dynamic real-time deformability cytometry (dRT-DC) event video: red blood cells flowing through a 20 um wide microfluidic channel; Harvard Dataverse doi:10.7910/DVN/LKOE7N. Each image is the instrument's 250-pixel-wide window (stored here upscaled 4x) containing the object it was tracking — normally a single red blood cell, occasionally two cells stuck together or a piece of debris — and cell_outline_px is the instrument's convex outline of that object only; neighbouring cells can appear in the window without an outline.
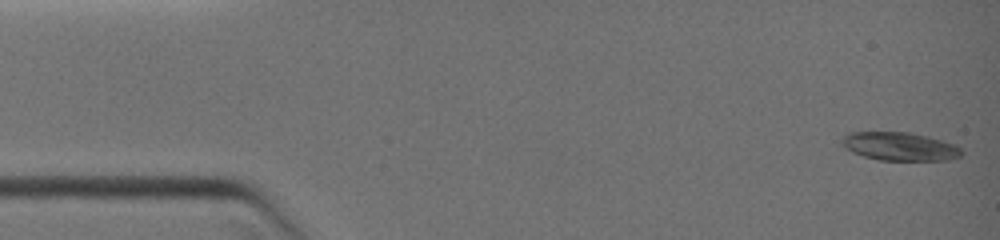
{"species": "common noctule bat (a hibernating species)", "species_latin": "Nyctalus noctula", "temperature_condition": "warm", "stored_images_in_passage": 12, "camera_frame_rate_fps": 3000, "um_per_image_px": 0.085, "animal": {"sex": "female", "body_mass_g": 19.0, "forearm_length_mm": 51.5}, "frame": {"image": 1, "passage_image": 1, "time_ms": 0.0, "image_size_px": [1000, 240], "cell_outline_px": [[964, 152], [960, 156], [948, 160], [880, 160], [864, 156], [852, 152], [840, 144], [840, 140], [844, 136], [852, 132], [908, 132], [928, 136], [956, 144]], "centroid_in_image_um": [76.49, 12.44], "position_along_channel_um": 8.5, "area_um2": 19.83}}
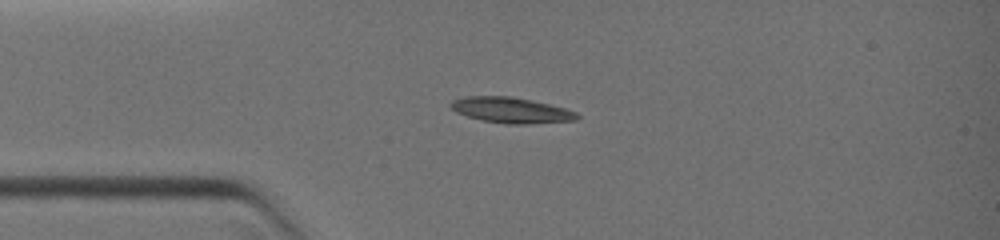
{"frame": {"image": 2, "passage_image": 10, "time_ms": 3.0, "image_size_px": [1000, 240], "cell_outline_px": [[580, 116], [576, 120], [528, 124], [504, 124], [480, 120], [456, 112], [448, 104], [452, 100], [464, 96], [512, 96], [532, 100], [564, 108], [576, 112]], "centroid_in_image_um": [43.41, 9.36], "position_along_channel_um": 41.6, "area_um2": 18.96}}